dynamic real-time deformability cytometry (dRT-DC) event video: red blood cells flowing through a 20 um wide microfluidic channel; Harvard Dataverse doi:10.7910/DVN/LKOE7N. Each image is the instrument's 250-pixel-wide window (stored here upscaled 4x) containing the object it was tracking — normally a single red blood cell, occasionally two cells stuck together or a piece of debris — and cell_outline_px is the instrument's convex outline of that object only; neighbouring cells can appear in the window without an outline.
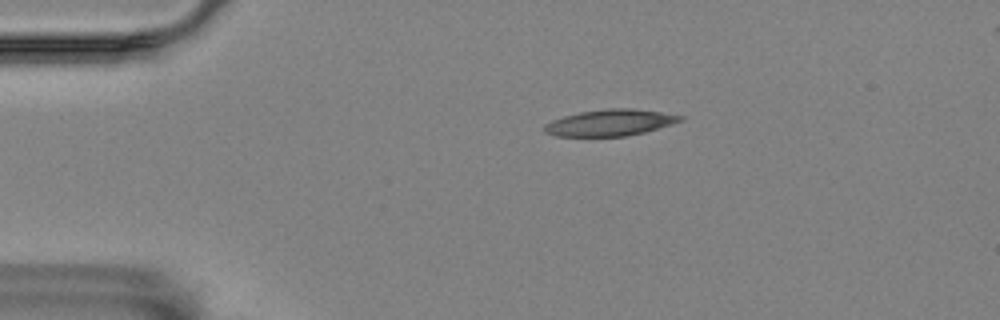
{"species": "Egyptian fruit bat (a non-hibernating species)", "species_latin": "Rousettus aegyptiacus", "temperature_condition": "room temperature", "stored_images_in_passage": 4, "camera_frame_rate_fps": 3000, "um_per_image_px": 0.085, "animal": {"sex": "female"}, "frame": {"image": 1, "passage_image": 1, "time_ms": 0.0, "image_size_px": [1000, 320], "cell_outline_px": [[684, 120], [672, 124], [644, 132], [624, 136], [556, 136], [544, 132], [544, 124], [552, 120], [564, 116], [580, 112], [604, 108], [632, 108], [660, 112], [684, 116]], "centroid_in_image_um": [51.85, 10.42], "position_along_channel_um": 33.2, "area_um2": 20.87}}
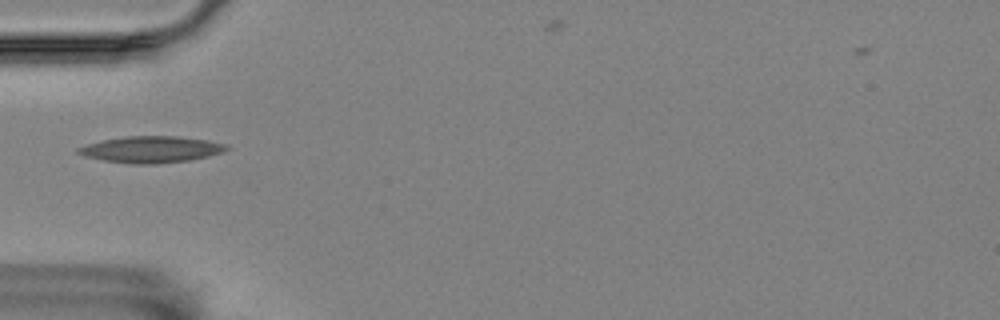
{"frame": {"image": 2, "passage_image": 3, "time_ms": 0.667, "image_size_px": [1000, 320], "cell_outline_px": [[228, 148], [220, 152], [208, 156], [188, 160], [156, 164], [132, 164], [104, 160], [84, 156], [76, 152], [76, 148], [88, 144], [104, 140], [124, 136], [176, 136], [208, 140], [228, 144]], "centroid_in_image_um": [12.83, 12.7], "position_along_channel_um": 72.2, "area_um2": 22.72}}